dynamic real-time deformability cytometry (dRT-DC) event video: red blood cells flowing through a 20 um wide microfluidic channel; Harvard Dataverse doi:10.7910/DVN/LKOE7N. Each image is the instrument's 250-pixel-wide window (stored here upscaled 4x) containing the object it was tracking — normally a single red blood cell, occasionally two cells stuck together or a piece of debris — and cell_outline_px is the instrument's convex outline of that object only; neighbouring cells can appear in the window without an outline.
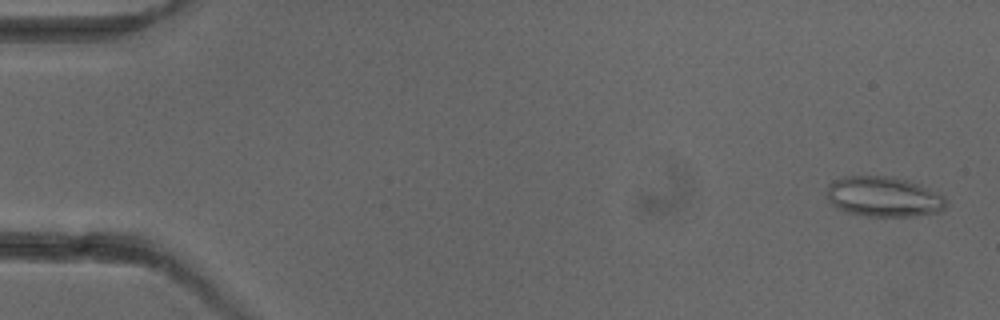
{"species": "common noctule bat (a hibernating species)", "species_latin": "Nyctalus noctula", "temperature_condition": "cold", "stored_images_in_passage": 5, "camera_frame_rate_fps": 3000, "um_per_image_px": 0.085, "animal": {"sex": "female"}, "frame": {"image": 1, "passage_image": 1, "time_ms": 0.0, "image_size_px": [1000, 320], "cell_outline_px": [[948, 204], [944, 208], [936, 212], [912, 216], [868, 216], [844, 212], [832, 204], [828, 200], [828, 184], [832, 180], [844, 176], [888, 176], [908, 180], [920, 184], [944, 196]], "centroid_in_image_um": [75.09, 16.71], "position_along_channel_um": 9.9, "area_um2": 27.98}}